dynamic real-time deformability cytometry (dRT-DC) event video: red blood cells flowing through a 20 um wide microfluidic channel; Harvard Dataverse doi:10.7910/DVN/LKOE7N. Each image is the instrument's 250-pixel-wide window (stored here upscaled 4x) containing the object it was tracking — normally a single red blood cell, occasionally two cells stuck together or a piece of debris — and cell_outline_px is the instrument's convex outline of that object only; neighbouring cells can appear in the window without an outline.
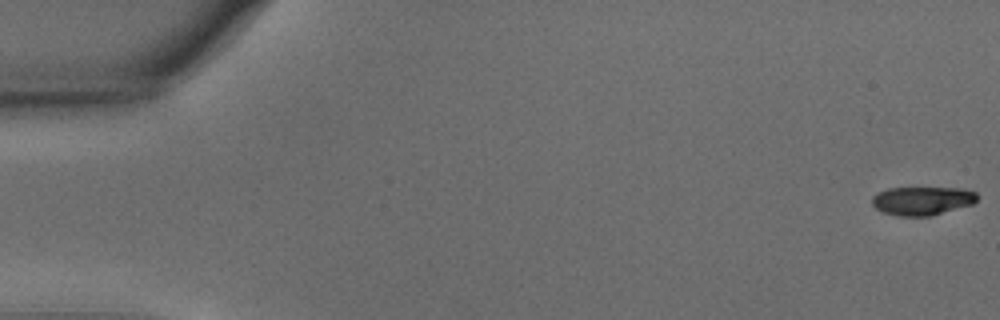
{"species": "common noctule bat (a hibernating species)", "species_latin": "Nyctalus noctula", "temperature_condition": "warm", "stored_images_in_passage": 8, "camera_frame_rate_fps": 3000, "um_per_image_px": 0.085, "animal": {"sex": "male", "body_mass_g": 15.6}, "frame": {"image": 1, "passage_image": 1, "time_ms": 0.0, "image_size_px": [1000, 320], "cell_outline_px": [[976, 200], [972, 204], [932, 216], [900, 216], [884, 212], [876, 208], [872, 204], [872, 196], [888, 188], [964, 188], [976, 192]], "centroid_in_image_um": [78.4, 17.06], "position_along_channel_um": 6.6, "area_um2": 17.4}}